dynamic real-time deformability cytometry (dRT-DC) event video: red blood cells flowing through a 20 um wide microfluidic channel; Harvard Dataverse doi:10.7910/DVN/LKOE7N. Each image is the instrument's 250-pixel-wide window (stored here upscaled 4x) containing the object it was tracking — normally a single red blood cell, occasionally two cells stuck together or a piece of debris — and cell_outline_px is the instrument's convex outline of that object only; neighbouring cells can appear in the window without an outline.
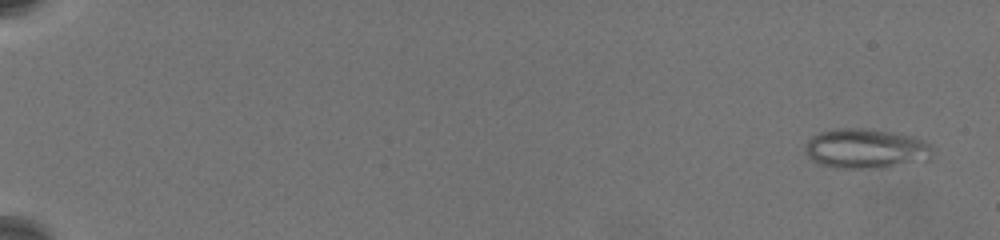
{"species": "common noctule bat (a hibernating species)", "species_latin": "Nyctalus noctula", "temperature_condition": "warm", "stored_images_in_passage": 71, "camera_frame_rate_fps": 3000, "um_per_image_px": 0.085, "animal": {"sex": "female", "body_mass_g": 19.5, "forearm_length_mm": 54.1}, "frame": {"image": 1, "passage_image": 4, "time_ms": 0.667, "image_size_px": [1000, 240], "cell_outline_px": [[932, 148], [928, 160], [864, 168], [836, 168], [820, 164], [812, 160], [808, 156], [804, 148], [808, 140], [812, 136], [820, 132], [836, 128], [864, 128], [912, 136], [924, 140]], "centroid_in_image_um": [73.52, 12.61], "position_along_channel_um": 11.5, "area_um2": 28.9}}
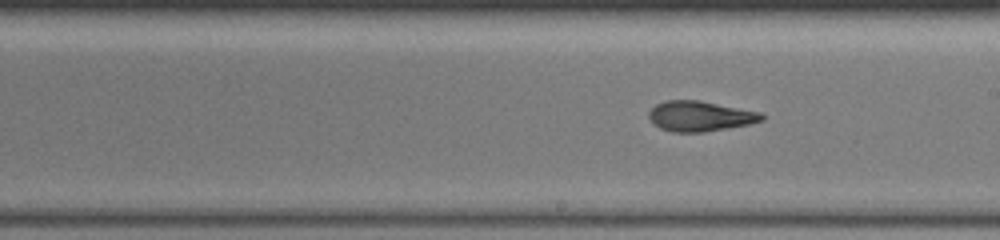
{"frame": {"image": 2, "passage_image": 56, "time_ms": 12.667, "image_size_px": [1000, 240], "cell_outline_px": [[764, 120], [748, 124], [728, 128], [704, 132], [672, 132], [660, 128], [652, 124], [648, 120], [648, 112], [656, 104], [668, 100], [700, 100], [760, 112], [764, 116]], "centroid_in_image_um": [59.46, 9.88], "position_along_channel_um": 229.5, "area_um2": 20.0}}
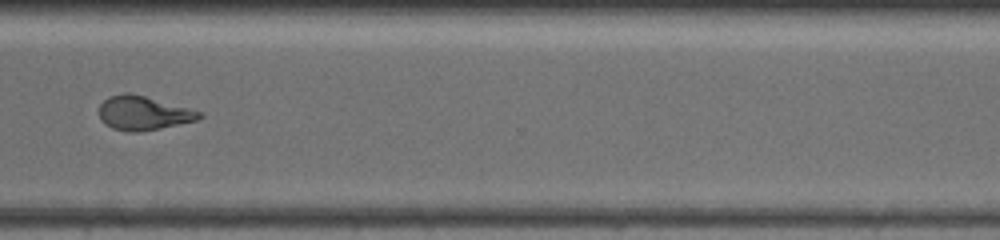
{"frame": {"image": 3, "passage_image": 70, "time_ms": 16.333, "image_size_px": [1000, 240], "cell_outline_px": [[204, 116], [196, 120], [160, 128], [140, 132], [128, 132], [112, 128], [100, 116], [100, 104], [108, 96], [124, 92], [128, 92], [144, 96], [200, 112]], "centroid_in_image_um": [12.15, 9.61], "position_along_channel_um": 358.5, "area_um2": 19.36}}